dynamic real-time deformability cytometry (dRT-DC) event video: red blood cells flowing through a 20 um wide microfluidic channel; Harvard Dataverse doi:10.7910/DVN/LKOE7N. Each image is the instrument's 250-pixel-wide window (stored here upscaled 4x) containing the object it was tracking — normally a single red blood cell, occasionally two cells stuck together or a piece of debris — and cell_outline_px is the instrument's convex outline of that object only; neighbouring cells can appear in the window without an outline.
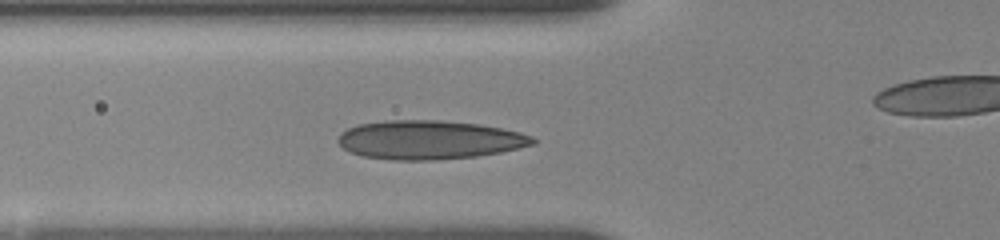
{"species": "human", "species_latin": "Homo sapiens", "temperature_condition": "room temperature", "stored_images_in_passage": 9, "segment_of_instrument_passage": [1, 2], "camera_frame_rate_fps": 3000, "um_per_image_px": 0.085, "donor": {"sex": "female"}, "frame": {"image": 1, "passage_image": 6, "time_ms": 4.0, "image_size_px": [1000, 240], "cell_outline_px": [[536, 144], [500, 152], [476, 156], [436, 160], [392, 160], [364, 156], [352, 152], [344, 148], [336, 140], [340, 132], [348, 128], [360, 124], [384, 120], [440, 120], [480, 124], [520, 132], [532, 136], [536, 140]], "centroid_in_image_um": [36.49, 11.88], "position_along_channel_um": 89.3, "area_um2": 44.1}}
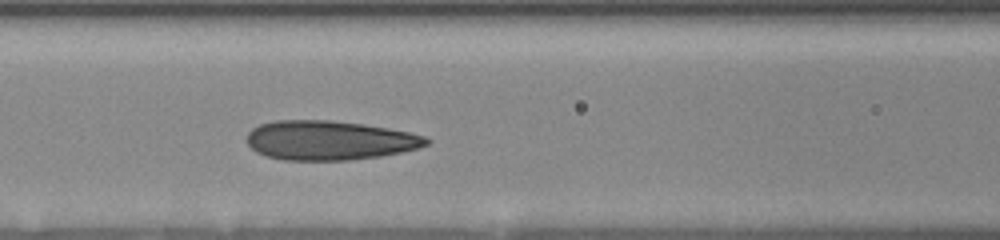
{"frame": {"image": 2, "passage_image": 8, "time_ms": 5.333, "image_size_px": [1000, 240], "cell_outline_px": [[432, 140], [428, 144], [416, 148], [400, 152], [380, 156], [348, 160], [284, 160], [268, 156], [256, 152], [248, 144], [248, 132], [252, 128], [260, 124], [276, 120], [328, 120], [364, 124], [388, 128], [428, 136]], "centroid_in_image_um": [28.01, 11.92], "position_along_channel_um": 138.6, "area_um2": 41.1}}